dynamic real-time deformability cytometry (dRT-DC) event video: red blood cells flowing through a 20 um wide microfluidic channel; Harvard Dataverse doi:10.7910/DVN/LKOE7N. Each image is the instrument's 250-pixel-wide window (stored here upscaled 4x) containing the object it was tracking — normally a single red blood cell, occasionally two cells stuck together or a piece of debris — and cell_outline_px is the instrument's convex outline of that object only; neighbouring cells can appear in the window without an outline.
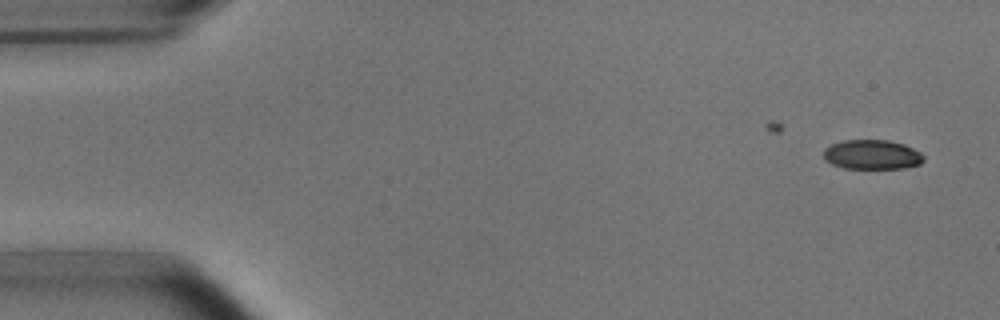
{"species": "common noctule bat (a hibernating species)", "species_latin": "Nyctalus noctula", "temperature_condition": "room temperature", "stored_images_in_passage": 6, "camera_frame_rate_fps": 3000, "um_per_image_px": 0.085, "animal": {"sex": "male", "body_mass_g": 15.6}, "frame": {"image": 1, "passage_image": 6, "time_ms": 6.0, "image_size_px": [1000, 320], "cell_outline_px": [[924, 160], [920, 164], [904, 168], [844, 168], [832, 164], [824, 160], [824, 148], [832, 144], [844, 140], [888, 140], [904, 144], [920, 152], [924, 156]], "centroid_in_image_um": [74.12, 13.14], "position_along_channel_um": 10.9, "area_um2": 17.22}}